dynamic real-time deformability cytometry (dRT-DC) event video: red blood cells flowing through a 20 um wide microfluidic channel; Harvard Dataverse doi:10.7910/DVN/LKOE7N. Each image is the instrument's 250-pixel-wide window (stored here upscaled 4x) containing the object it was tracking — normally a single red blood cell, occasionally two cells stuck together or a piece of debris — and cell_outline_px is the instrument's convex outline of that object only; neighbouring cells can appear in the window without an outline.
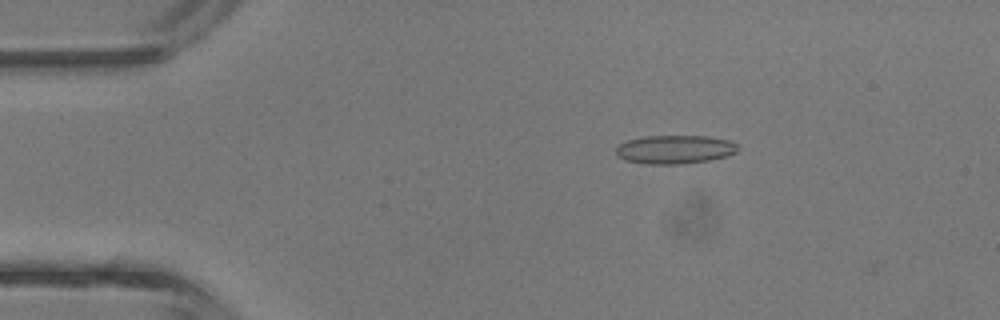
{"species": "common noctule bat (a hibernating species)", "species_latin": "Nyctalus noctula", "temperature_condition": "room temperature", "stored_images_in_passage": 40, "camera_frame_rate_fps": 3000, "um_per_image_px": 0.085, "animal": {"sex": "male", "body_mass_g": 13.3}, "frame": {"image": 1, "passage_image": 5, "time_ms": 1.333, "image_size_px": [1000, 320], "cell_outline_px": [[740, 148], [736, 152], [724, 156], [708, 160], [680, 164], [644, 164], [624, 160], [616, 156], [616, 148], [624, 140], [644, 136], [708, 136], [732, 140]], "centroid_in_image_um": [57.33, 12.69], "position_along_channel_um": 27.7, "area_um2": 20.52}}
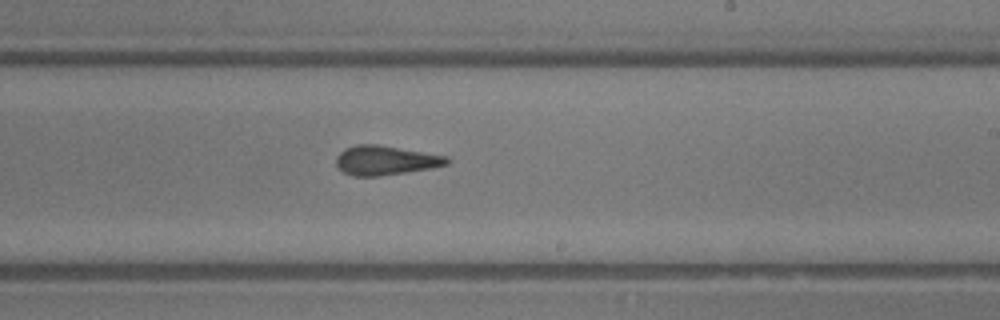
{"frame": {"image": 2, "passage_image": 23, "time_ms": 7.333, "image_size_px": [1000, 320], "cell_outline_px": [[452, 160], [448, 164], [432, 168], [376, 176], [352, 176], [344, 172], [336, 164], [336, 156], [344, 148], [356, 144], [376, 144], [448, 156]], "centroid_in_image_um": [32.77, 13.62], "position_along_channel_um": 256.2, "area_um2": 18.9}}
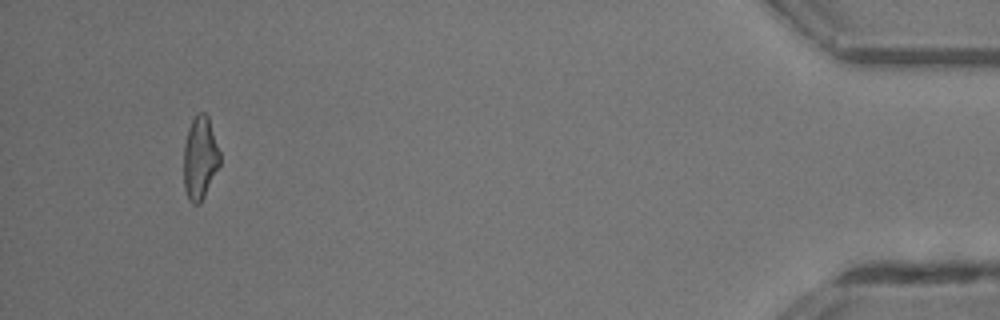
{"frame": {"image": 3, "passage_image": 38, "time_ms": 12.333, "image_size_px": [1000, 320], "cell_outline_px": [[220, 164], [200, 204], [192, 204], [188, 200], [184, 188], [184, 144], [188, 128], [196, 112], [204, 112], [208, 116], [220, 152]], "centroid_in_image_um": [16.99, 13.42], "position_along_channel_um": 418.2, "area_um2": 17.57}, "authors_computed_cell_mechanics": {"area_um2": 18.9295, "velocity_mm_per_s": 4.7913, "shape_relaxation_time_tau1_ms": 4.9948, "shape_relaxation_time_tau2_ms": 1.5671, "deformation_change_tau1": 0.1615, "deformation_change_tau2": 0.1053}}